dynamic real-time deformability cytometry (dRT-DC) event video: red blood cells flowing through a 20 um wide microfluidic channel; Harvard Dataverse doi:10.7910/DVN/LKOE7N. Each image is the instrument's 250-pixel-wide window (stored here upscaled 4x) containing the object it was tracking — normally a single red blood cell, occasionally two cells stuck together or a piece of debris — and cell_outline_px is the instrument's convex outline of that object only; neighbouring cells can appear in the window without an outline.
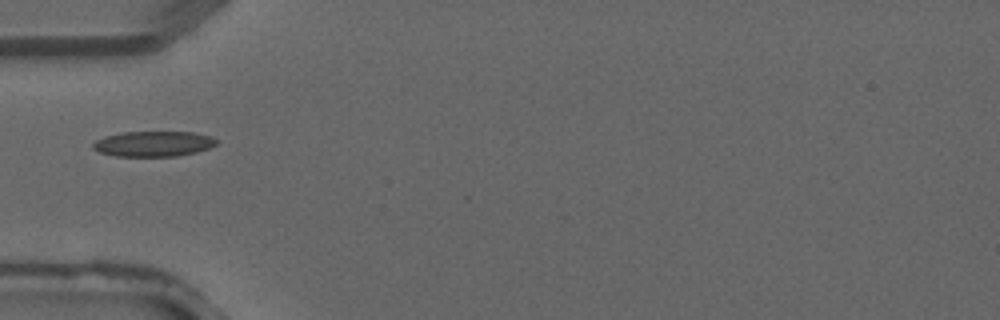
{"species": "common noctule bat (a hibernating species)", "species_latin": "Nyctalus noctula", "temperature_condition": "warm", "stored_images_in_passage": 4, "camera_frame_rate_fps": 3000, "um_per_image_px": 0.085, "animal": {"sex": "male", "forearm_length_mm": 52.5}, "frame": {"image": 1, "passage_image": 4, "time_ms": 1.0, "image_size_px": [1000, 320], "cell_outline_px": [[216, 144], [208, 148], [196, 152], [176, 156], [116, 156], [100, 152], [92, 148], [92, 144], [96, 140], [104, 136], [120, 132], [192, 132], [212, 136], [216, 140]], "centroid_in_image_um": [13.01, 12.22], "position_along_channel_um": 72.0, "area_um2": 18.21}}